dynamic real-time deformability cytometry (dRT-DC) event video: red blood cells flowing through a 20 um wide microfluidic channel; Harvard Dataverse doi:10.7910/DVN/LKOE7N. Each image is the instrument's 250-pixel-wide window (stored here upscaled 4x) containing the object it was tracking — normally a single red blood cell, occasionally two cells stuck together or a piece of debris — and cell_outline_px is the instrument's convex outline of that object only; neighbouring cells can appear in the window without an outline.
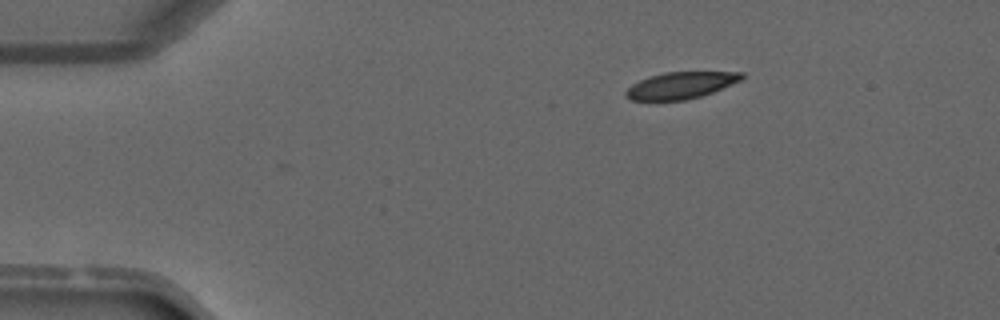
{"species": "common noctule bat (a hibernating species)", "species_latin": "Nyctalus noctula", "temperature_condition": "warm", "stored_images_in_passage": 2, "camera_frame_rate_fps": 3000, "um_per_image_px": 0.085, "animal": {"sex": "male", "forearm_length_mm": 52.5}, "frame": {"image": 1, "passage_image": 1, "time_ms": 0.0, "image_size_px": [1000, 320], "cell_outline_px": [[744, 76], [740, 80], [712, 92], [700, 96], [684, 100], [632, 100], [624, 96], [624, 92], [632, 84], [640, 80], [664, 72], [744, 72]], "centroid_in_image_um": [57.83, 7.25], "position_along_channel_um": 27.2, "area_um2": 17.74}}
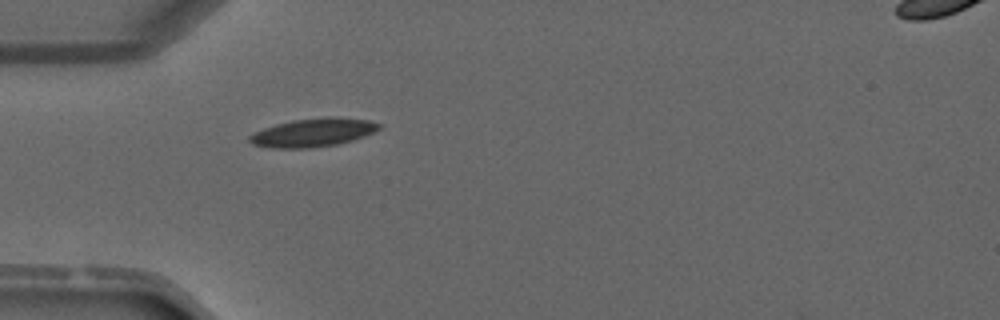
{"frame": {"image": 2, "passage_image": 2, "time_ms": 2.0, "image_size_px": [1000, 320], "cell_outline_px": [[380, 128], [364, 136], [352, 140], [336, 144], [308, 148], [272, 148], [252, 144], [248, 140], [248, 136], [264, 128], [276, 124], [292, 120], [328, 116], [336, 116], [368, 120], [380, 124]], "centroid_in_image_um": [26.59, 11.25], "position_along_channel_um": 58.4, "area_um2": 21.33}}